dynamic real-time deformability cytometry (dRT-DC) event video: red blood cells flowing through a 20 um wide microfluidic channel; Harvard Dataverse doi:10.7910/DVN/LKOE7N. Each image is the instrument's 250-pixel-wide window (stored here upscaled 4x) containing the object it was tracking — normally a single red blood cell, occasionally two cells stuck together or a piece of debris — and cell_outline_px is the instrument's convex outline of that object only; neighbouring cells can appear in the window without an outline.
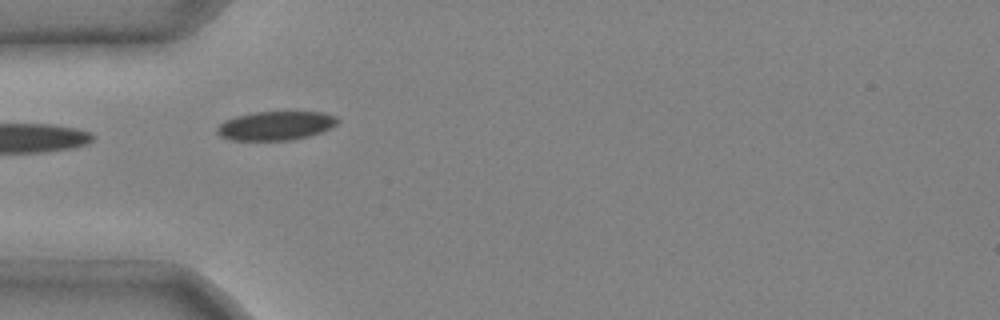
{"species": "common noctule bat (a hibernating species)", "species_latin": "Nyctalus noctula", "temperature_condition": "cold", "stored_images_in_passage": 7, "camera_frame_rate_fps": 3000, "um_per_image_px": 0.085, "animal": {"sex": "male", "body_mass_g": 20.4}, "frame": {"image": 1, "passage_image": 5, "time_ms": 1.333, "image_size_px": [1000, 320], "cell_outline_px": [[340, 120], [336, 124], [320, 132], [308, 136], [292, 140], [232, 140], [220, 136], [216, 132], [216, 128], [224, 120], [236, 116], [256, 112], [324, 112], [336, 116]], "centroid_in_image_um": [23.42, 10.68], "position_along_channel_um": 61.6, "area_um2": 20.23}}
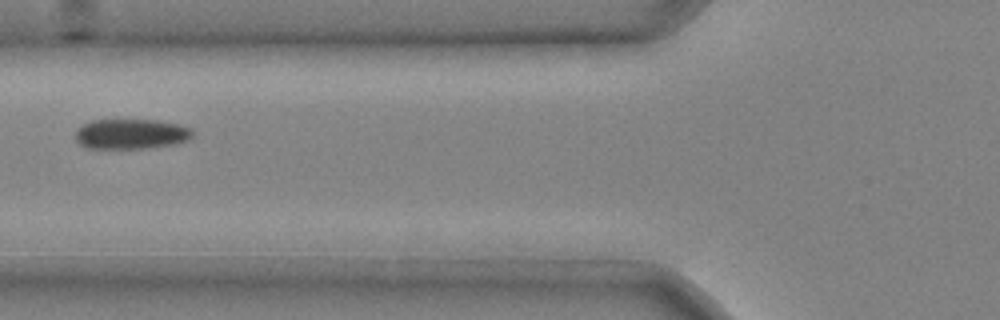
{"frame": {"image": 2, "passage_image": 6, "time_ms": 1.667, "image_size_px": [1000, 320], "cell_outline_px": [[192, 136], [188, 140], [176, 144], [144, 148], [88, 148], [80, 144], [76, 140], [76, 128], [92, 120], [156, 120], [180, 124], [192, 128]], "centroid_in_image_um": [11.16, 11.38], "position_along_channel_um": 114.6, "area_um2": 20.58}}
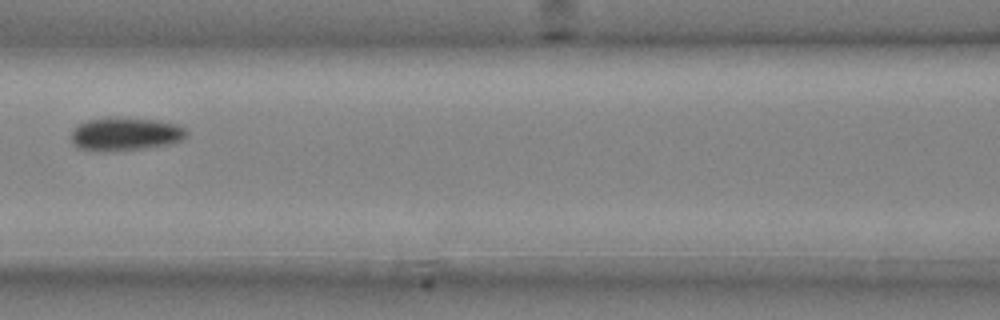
{"frame": {"image": 3, "passage_image": 7, "time_ms": 2.0, "image_size_px": [1000, 320], "cell_outline_px": [[188, 132], [180, 140], [168, 144], [144, 148], [108, 152], [80, 148], [72, 140], [72, 132], [80, 124], [88, 120], [116, 116], [156, 120], [180, 124]], "centroid_in_image_um": [10.68, 11.37], "position_along_channel_um": 155.9, "area_um2": 22.2}}